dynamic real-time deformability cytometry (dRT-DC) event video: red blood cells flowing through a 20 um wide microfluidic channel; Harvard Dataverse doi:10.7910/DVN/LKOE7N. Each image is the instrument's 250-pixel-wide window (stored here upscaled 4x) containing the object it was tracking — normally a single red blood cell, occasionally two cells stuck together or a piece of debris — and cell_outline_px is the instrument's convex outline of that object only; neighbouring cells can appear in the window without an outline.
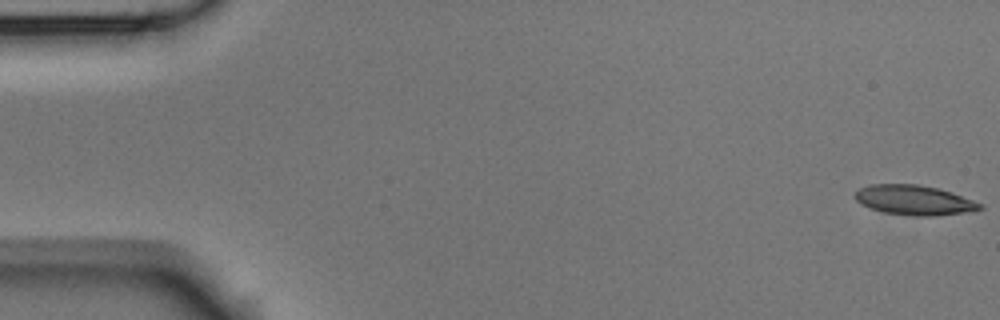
{"species": "Egyptian fruit bat (a non-hibernating species)", "species_latin": "Rousettus aegyptiacus", "temperature_condition": "room temperature", "stored_images_in_passage": 56, "camera_frame_rate_fps": 3000, "um_per_image_px": 0.085, "animal": {"sex": "male"}, "frame": {"image": 1, "passage_image": 1, "time_ms": 0.0, "image_size_px": [1000, 320], "cell_outline_px": [[984, 208], [960, 212], [932, 216], [920, 216], [884, 212], [872, 208], [856, 200], [856, 192], [860, 188], [868, 184], [916, 184], [936, 188], [952, 192], [984, 204]], "centroid_in_image_um": [77.72, 16.99], "position_along_channel_um": 7.3, "area_um2": 21.21}}
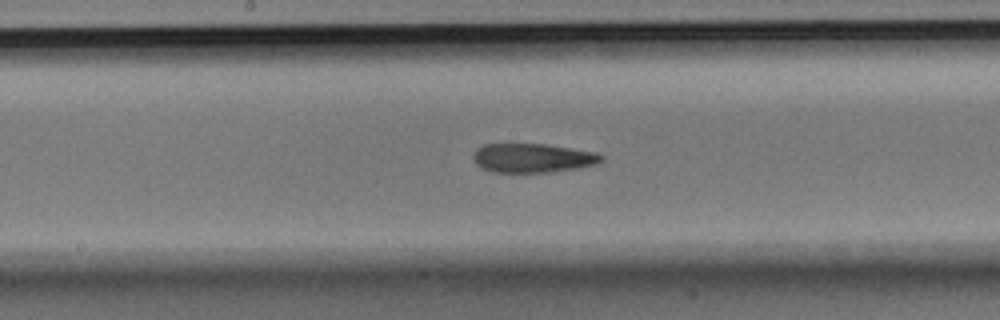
{"frame": {"image": 2, "passage_image": 29, "time_ms": 9.333, "image_size_px": [1000, 320], "cell_outline_px": [[604, 160], [596, 164], [580, 168], [552, 172], [492, 172], [480, 168], [476, 164], [472, 156], [476, 148], [484, 144], [548, 144], [596, 152], [604, 156]], "centroid_in_image_um": [45.29, 13.43], "position_along_channel_um": 202.9, "area_um2": 22.02}}
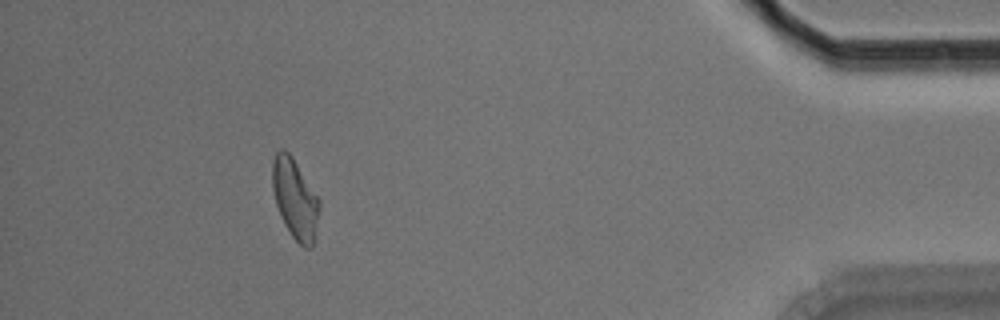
{"frame": {"image": 3, "passage_image": 51, "time_ms": 16.667, "image_size_px": [1000, 320], "cell_outline_px": [[320, 208], [312, 248], [304, 248], [292, 236], [284, 224], [276, 204], [272, 188], [272, 160], [276, 152], [280, 148], [284, 148], [292, 156], [320, 200]], "centroid_in_image_um": [25.07, 16.88], "position_along_channel_um": 410.1, "area_um2": 21.91}, "authors_computed_cell_mechanics": {"area_um2": 22.0507, "velocity_mm_per_s": 3.6041, "shape_relaxation_time_tau1_ms": null, "shape_relaxation_time_tau2_ms": 3.6966, "deformation_change_tau1": null, "deformation_change_tau2": 0.1211}}